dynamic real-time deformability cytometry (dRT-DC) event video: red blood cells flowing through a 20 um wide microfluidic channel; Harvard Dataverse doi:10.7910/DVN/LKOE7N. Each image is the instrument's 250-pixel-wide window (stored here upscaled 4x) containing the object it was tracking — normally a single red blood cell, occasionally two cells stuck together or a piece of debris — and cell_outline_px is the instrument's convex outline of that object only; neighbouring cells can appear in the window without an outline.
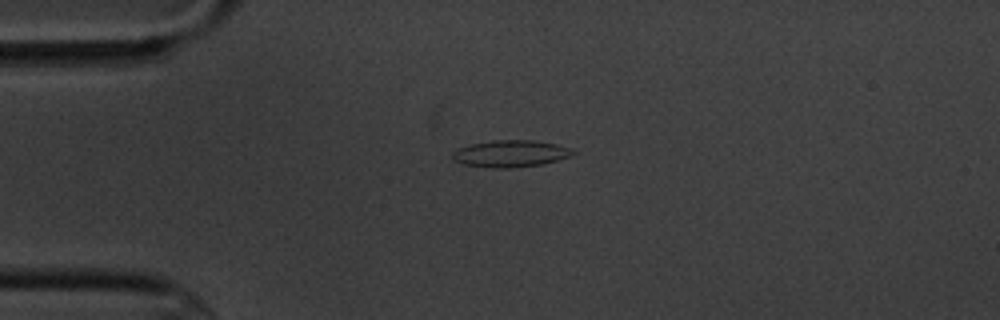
{"species": "common noctule bat (a hibernating species)", "species_latin": "Nyctalus noctula", "temperature_condition": "cold", "stored_images_in_passage": 2, "camera_frame_rate_fps": 3000, "um_per_image_px": 0.085, "animal": {"sex": "male", "body_mass_g": 20.1, "forearm_length_mm": 53.5}, "frame": {"image": 1, "passage_image": 1, "time_ms": 0.0, "image_size_px": [1000, 320], "cell_outline_px": [[576, 152], [572, 156], [544, 164], [512, 168], [492, 168], [464, 164], [452, 160], [452, 152], [456, 148], [468, 144], [492, 140], [532, 140], [556, 144], [572, 148]], "centroid_in_image_um": [43.39, 13.05], "position_along_channel_um": 41.6, "area_um2": 19.19}}